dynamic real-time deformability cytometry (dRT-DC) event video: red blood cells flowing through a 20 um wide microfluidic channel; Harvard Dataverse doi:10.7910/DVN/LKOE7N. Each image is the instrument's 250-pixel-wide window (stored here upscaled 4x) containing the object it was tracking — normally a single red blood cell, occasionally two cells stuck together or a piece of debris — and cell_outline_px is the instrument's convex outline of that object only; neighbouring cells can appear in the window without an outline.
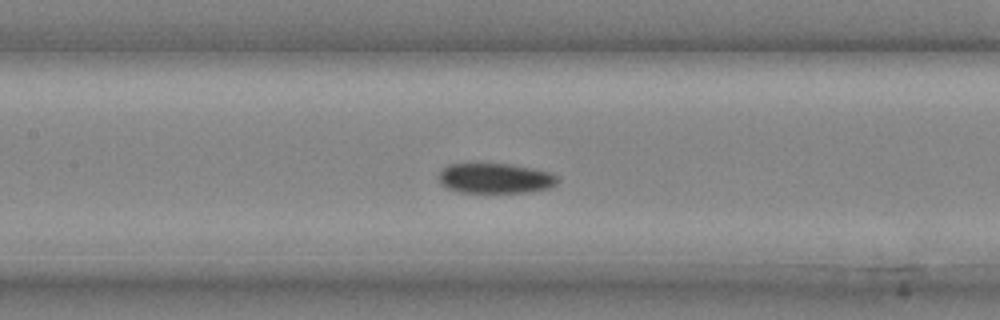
{"species": "common noctule bat (a hibernating species)", "species_latin": "Nyctalus noctula", "temperature_condition": "cold", "stored_images_in_passage": 31, "camera_frame_rate_fps": 3000, "um_per_image_px": 0.085, "animal": {"sex": "male", "body_mass_g": 20.4}, "frame": {"image": 1, "passage_image": 15, "time_ms": 4.667, "image_size_px": [1000, 320], "cell_outline_px": [[560, 180], [556, 184], [548, 188], [528, 192], [460, 192], [448, 188], [440, 184], [440, 168], [448, 164], [512, 164], [532, 168], [548, 172], [556, 176]], "centroid_in_image_um": [42.08, 15.15], "position_along_channel_um": 165.3, "area_um2": 20.75}}
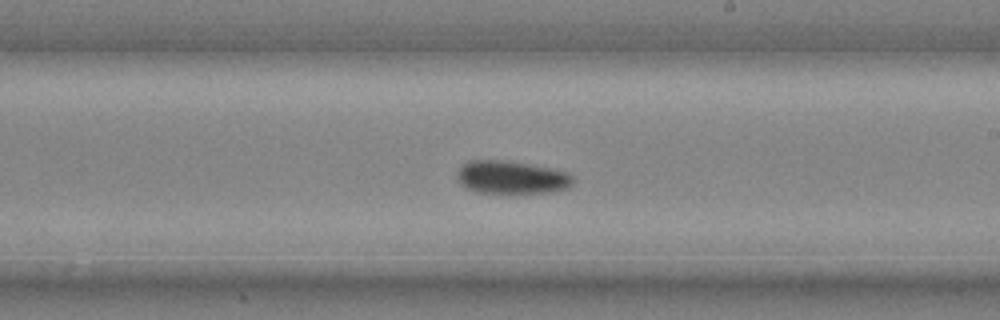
{"frame": {"image": 2, "passage_image": 19, "time_ms": 6.0, "image_size_px": [1000, 320], "cell_outline_px": [[572, 184], [568, 188], [552, 192], [480, 192], [468, 188], [460, 184], [460, 168], [468, 160], [500, 160], [528, 164], [552, 168], [568, 172], [572, 176]], "centroid_in_image_um": [43.54, 15.06], "position_along_channel_um": 245.5, "area_um2": 21.73}}
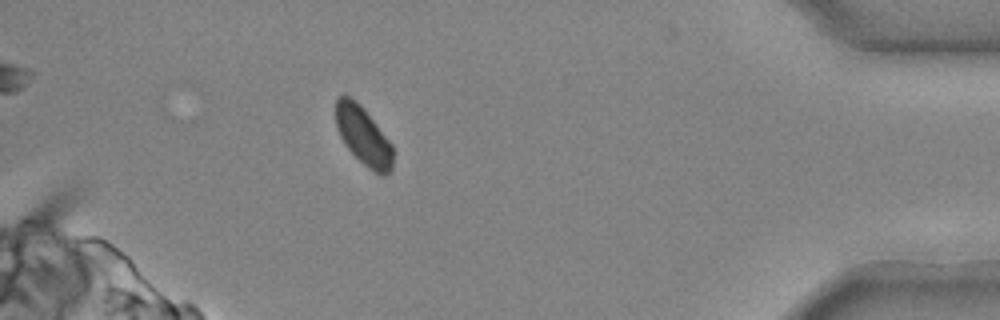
{"frame": {"image": 3, "passage_image": 29, "time_ms": 9.333, "image_size_px": [1000, 320], "cell_outline_px": [[392, 168], [384, 176], [380, 176], [368, 168], [348, 148], [340, 136], [336, 124], [336, 100], [340, 96], [348, 96], [360, 104], [364, 108], [392, 144]], "centroid_in_image_um": [30.89, 11.56], "position_along_channel_um": 404.3, "area_um2": 19.13}}